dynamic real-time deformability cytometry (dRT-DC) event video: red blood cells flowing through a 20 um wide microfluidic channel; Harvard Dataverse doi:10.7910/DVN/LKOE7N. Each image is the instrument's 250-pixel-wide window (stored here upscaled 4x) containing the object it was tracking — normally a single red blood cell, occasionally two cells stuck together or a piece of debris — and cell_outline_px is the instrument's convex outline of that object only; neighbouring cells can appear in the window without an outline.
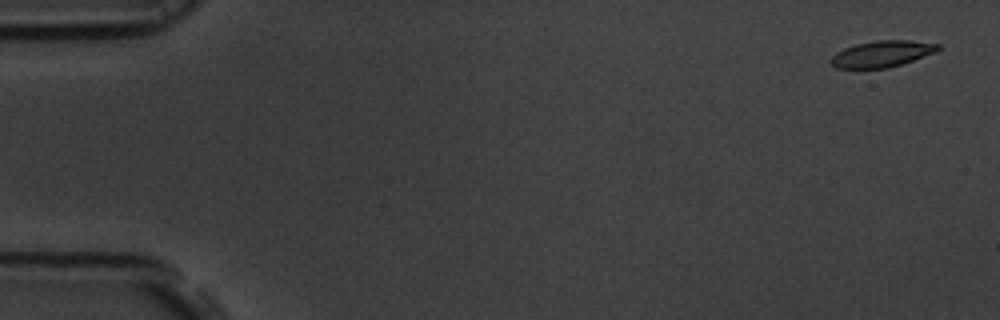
{"species": "common noctule bat (a hibernating species)", "species_latin": "Nyctalus noctula", "temperature_condition": "room temperature", "stored_images_in_passage": 53, "camera_frame_rate_fps": 3000, "um_per_image_px": 0.085, "animal": {"sex": "male", "body_mass_g": 19.5, "forearm_length_mm": 54.6}, "frame": {"image": 1, "passage_image": 2, "time_ms": 0.333, "image_size_px": [1000, 320], "cell_outline_px": [[940, 48], [936, 52], [888, 68], [836, 68], [828, 60], [836, 52], [844, 48], [856, 44], [876, 40], [908, 40], [940, 44]], "centroid_in_image_um": [74.94, 4.57], "position_along_channel_um": 10.1, "area_um2": 16.36}}
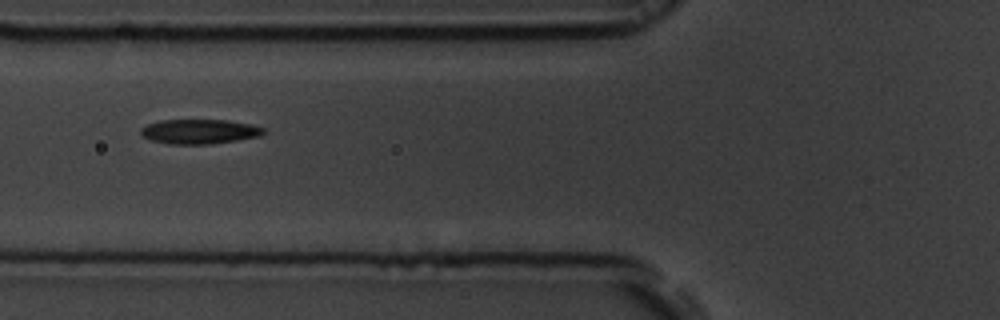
{"frame": {"image": 2, "passage_image": 21, "time_ms": 6.667, "image_size_px": [1000, 320], "cell_outline_px": [[264, 132], [260, 136], [212, 144], [168, 144], [148, 140], [140, 136], [140, 128], [148, 124], [160, 120], [228, 120], [248, 124], [264, 128]], "centroid_in_image_um": [16.87, 11.19], "position_along_channel_um": 108.9, "area_um2": 17.69}}
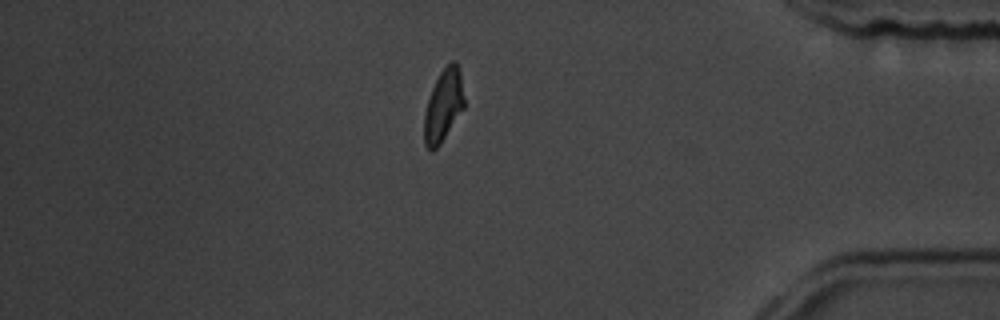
{"frame": {"image": 3, "passage_image": 47, "time_ms": 15.333, "image_size_px": [1000, 320], "cell_outline_px": [[464, 108], [440, 144], [432, 152], [424, 144], [424, 112], [432, 88], [440, 72], [452, 60], [456, 60], [460, 72], [464, 100]], "centroid_in_image_um": [37.68, 8.98], "position_along_channel_um": 397.5, "area_um2": 16.7}}